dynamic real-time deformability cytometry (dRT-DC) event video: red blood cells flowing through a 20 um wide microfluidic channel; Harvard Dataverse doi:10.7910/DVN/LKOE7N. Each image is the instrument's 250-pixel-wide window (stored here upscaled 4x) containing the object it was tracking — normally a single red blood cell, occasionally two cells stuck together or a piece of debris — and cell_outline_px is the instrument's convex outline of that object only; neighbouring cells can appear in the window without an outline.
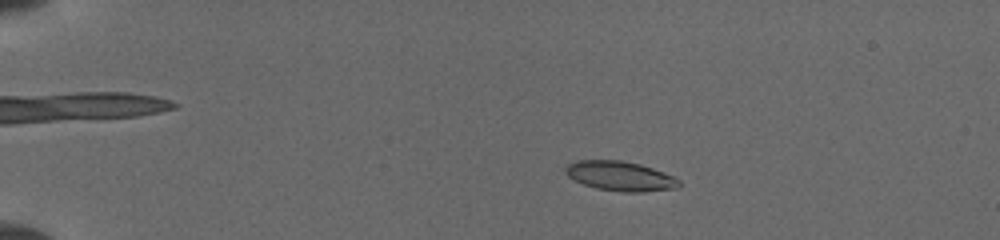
{"species": "common noctule bat (a hibernating species)", "species_latin": "Nyctalus noctula", "temperature_condition": "cold", "stored_images_in_passage": 19, "camera_frame_rate_fps": 3000, "um_per_image_px": 0.085, "animal": {"sex": "female", "body_mass_g": 19.5, "forearm_length_mm": 54.1}, "frame": {"image": 1, "passage_image": 4, "time_ms": 2.667, "image_size_px": [1000, 240], "cell_outline_px": [[680, 184], [676, 188], [644, 192], [624, 192], [596, 188], [584, 184], [568, 176], [564, 172], [564, 168], [568, 164], [580, 160], [620, 160], [640, 164], [652, 168], [672, 176], [680, 180]], "centroid_in_image_um": [52.71, 14.96], "position_along_channel_um": 32.3, "area_um2": 19.42}}
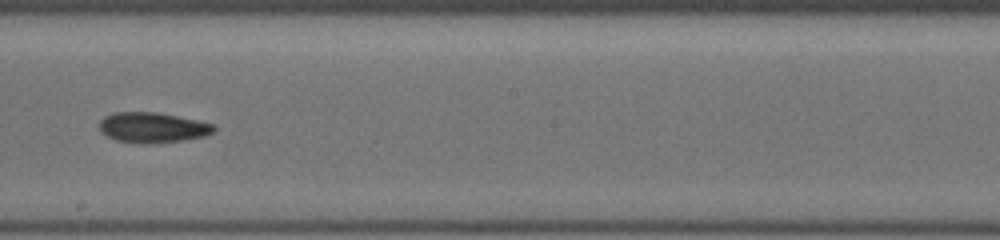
{"frame": {"image": 2, "passage_image": 13, "time_ms": 9.667, "image_size_px": [1000, 240], "cell_outline_px": [[216, 128], [212, 132], [204, 136], [184, 140], [152, 144], [140, 144], [116, 140], [100, 132], [100, 120], [104, 116], [112, 112], [152, 112], [176, 116], [212, 124]], "centroid_in_image_um": [12.91, 10.85], "position_along_channel_um": 235.3, "area_um2": 20.11}}
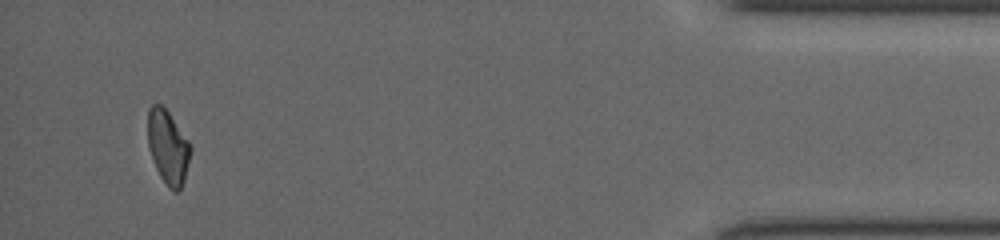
{"frame": {"image": 3, "passage_image": 19, "time_ms": 15.667, "image_size_px": [1000, 240], "cell_outline_px": [[192, 148], [184, 180], [180, 188], [176, 192], [172, 192], [168, 188], [160, 176], [152, 160], [148, 148], [148, 108], [152, 104], [160, 104], [168, 112], [188, 140]], "centroid_in_image_um": [14.26, 12.52], "position_along_channel_um": 420.9, "area_um2": 18.32}}